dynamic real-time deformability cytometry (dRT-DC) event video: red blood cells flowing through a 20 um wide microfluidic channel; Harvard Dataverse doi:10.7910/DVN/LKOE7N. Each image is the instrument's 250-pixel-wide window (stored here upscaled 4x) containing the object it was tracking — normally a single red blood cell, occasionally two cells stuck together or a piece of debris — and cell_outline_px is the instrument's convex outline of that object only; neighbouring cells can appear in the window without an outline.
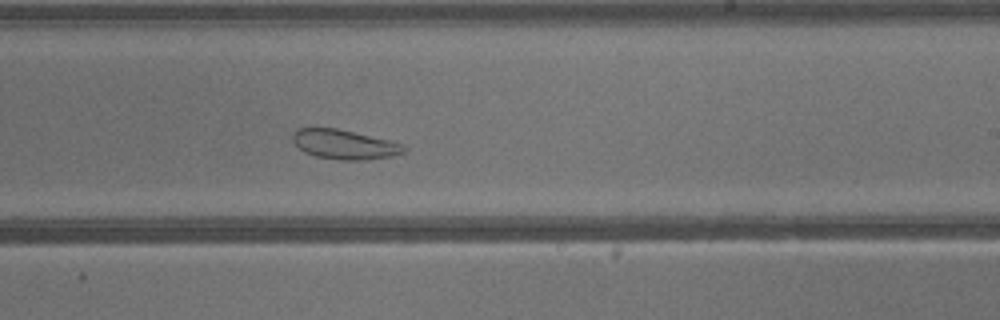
{"species": "common noctule bat (a hibernating species)", "species_latin": "Nyctalus noctula", "temperature_condition": "warm", "stored_images_in_passage": 38, "camera_frame_rate_fps": 3000, "um_per_image_px": 0.085, "animal": {"sex": "male", "body_mass_g": 13.3}, "frame": {"image": 1, "passage_image": 22, "time_ms": 7.0, "image_size_px": [1000, 320], "cell_outline_px": [[408, 148], [404, 152], [392, 156], [368, 160], [340, 160], [316, 156], [304, 152], [292, 140], [292, 136], [296, 128], [336, 128], [392, 140], [404, 144]], "centroid_in_image_um": [29.32, 12.28], "position_along_channel_um": 259.7, "area_um2": 19.31}}